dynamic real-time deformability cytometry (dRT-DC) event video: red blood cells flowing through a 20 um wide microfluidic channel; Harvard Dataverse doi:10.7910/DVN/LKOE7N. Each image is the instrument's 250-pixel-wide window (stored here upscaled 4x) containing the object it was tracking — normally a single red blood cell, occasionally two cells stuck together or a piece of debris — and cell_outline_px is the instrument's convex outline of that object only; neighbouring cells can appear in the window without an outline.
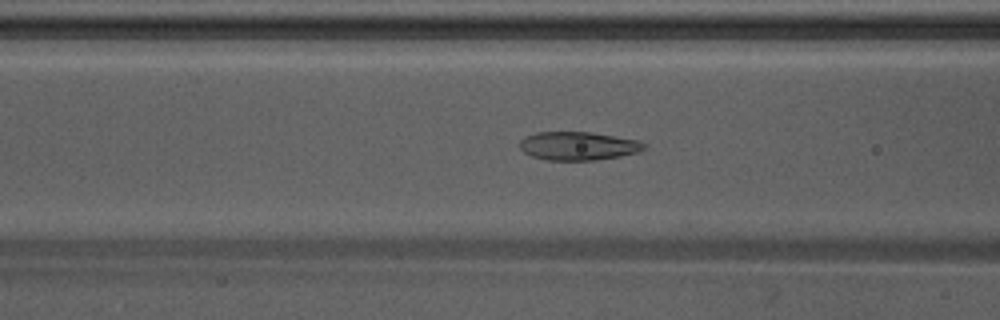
{"species": "Egyptian fruit bat (a non-hibernating species)", "species_latin": "Rousettus aegyptiacus", "temperature_condition": "warm", "stored_images_in_passage": 35, "camera_frame_rate_fps": 3000, "um_per_image_px": 0.085, "animal": {"sex": "male"}, "frame": {"image": 1, "passage_image": 20, "time_ms": 6.333, "image_size_px": [1000, 320], "cell_outline_px": [[648, 144], [640, 152], [620, 156], [596, 160], [548, 160], [532, 156], [524, 152], [520, 148], [520, 140], [524, 136], [536, 132], [588, 132], [636, 140]], "centroid_in_image_um": [49.13, 12.41], "position_along_channel_um": 117.5, "area_um2": 20.52}}
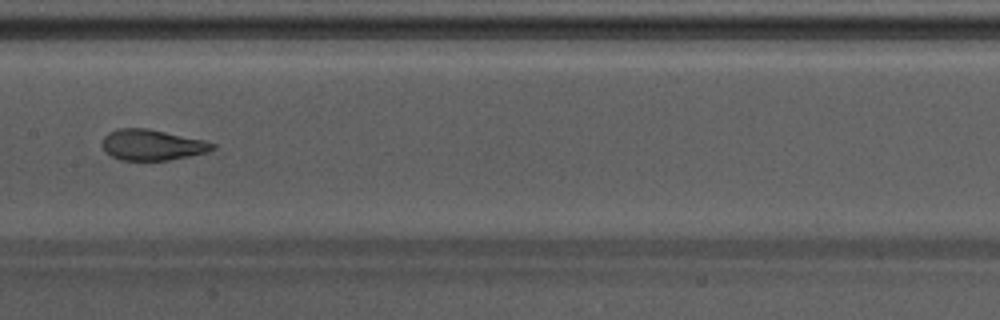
{"frame": {"image": 2, "passage_image": 26, "time_ms": 8.333, "image_size_px": [1000, 320], "cell_outline_px": [[216, 148], [208, 152], [168, 160], [120, 160], [112, 156], [100, 144], [104, 136], [108, 132], [120, 128], [148, 128], [204, 140], [216, 144]], "centroid_in_image_um": [12.93, 12.31], "position_along_channel_um": 194.5, "area_um2": 19.77}}
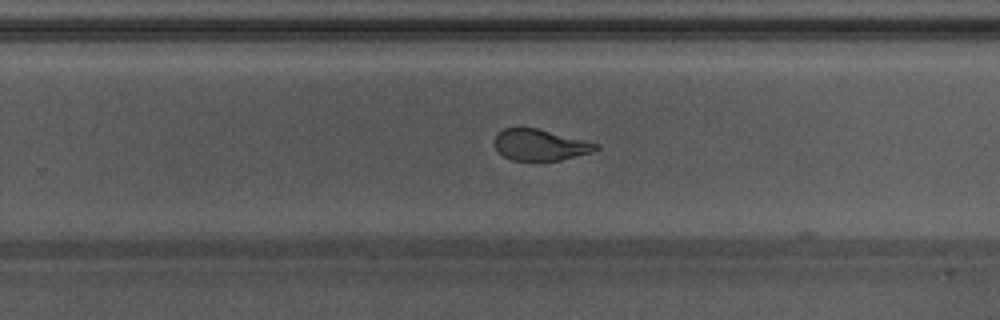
{"frame": {"image": 3, "passage_image": 33, "time_ms": 10.667, "image_size_px": [1000, 320], "cell_outline_px": [[600, 148], [592, 152], [560, 160], [512, 160], [504, 156], [496, 148], [492, 140], [504, 128], [536, 128], [600, 144]], "centroid_in_image_um": [45.91, 12.32], "position_along_channel_um": 283.9, "area_um2": 18.21}}